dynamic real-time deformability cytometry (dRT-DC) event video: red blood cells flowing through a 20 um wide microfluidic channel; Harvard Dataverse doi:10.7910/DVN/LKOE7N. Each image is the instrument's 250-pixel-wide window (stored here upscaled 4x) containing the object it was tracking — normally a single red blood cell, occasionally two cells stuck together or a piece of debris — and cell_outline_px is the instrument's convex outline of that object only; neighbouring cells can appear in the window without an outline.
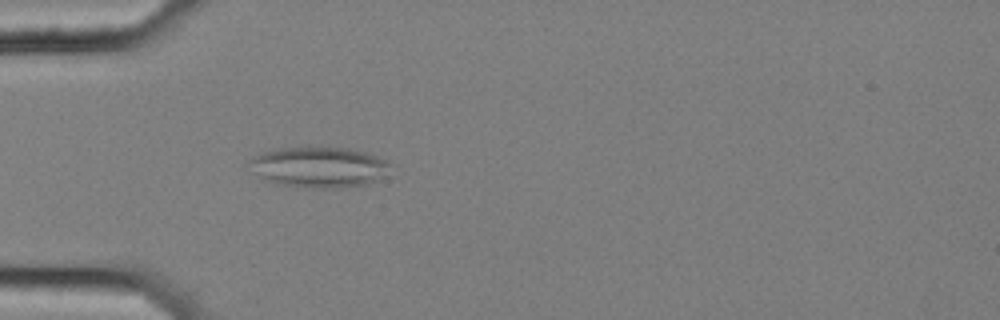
{"species": "common noctule bat (a hibernating species)", "species_latin": "Nyctalus noctula", "temperature_condition": "cold", "stored_images_in_passage": 43, "camera_frame_rate_fps": 3000, "um_per_image_px": 0.085, "animal": {"sex": "female", "body_mass_g": 25.1}, "frame": {"image": 1, "passage_image": 4, "time_ms": 1.0, "image_size_px": [1000, 320], "cell_outline_px": [[388, 164], [376, 180], [368, 184], [344, 188], [308, 188], [276, 184], [264, 180], [252, 172], [252, 156], [264, 152], [280, 148], [348, 148], [364, 152], [376, 156], [384, 160]], "centroid_in_image_um": [27.03, 14.23], "position_along_channel_um": 58.0, "area_um2": 32.71}}
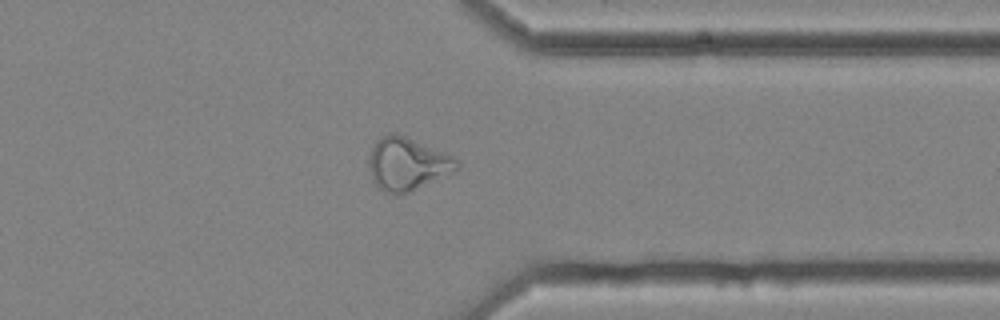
{"frame": {"image": 2, "passage_image": 31, "time_ms": 10.0, "image_size_px": [1000, 320], "cell_outline_px": [[460, 168], [456, 172], [408, 192], [396, 196], [380, 188], [376, 184], [372, 176], [368, 164], [368, 160], [372, 148], [376, 140], [380, 136], [392, 132], [396, 132], [444, 152], [460, 160]], "centroid_in_image_um": [34.65, 13.92], "position_along_channel_um": 376.7, "area_um2": 27.22}}
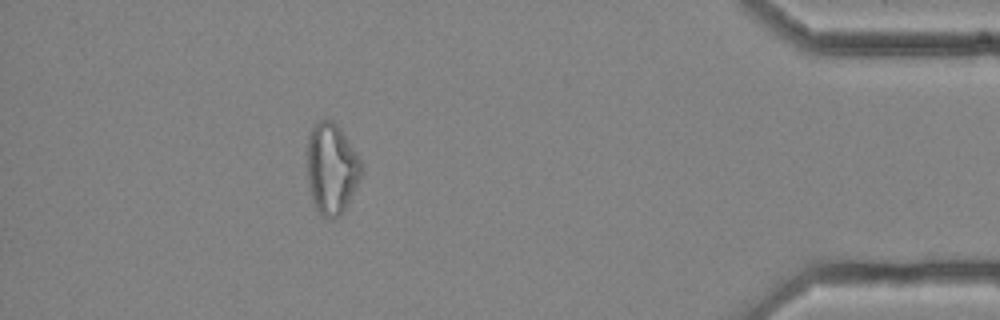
{"frame": {"image": 3, "passage_image": 37, "time_ms": 12.0, "image_size_px": [1000, 320], "cell_outline_px": [[364, 172], [344, 208], [332, 220], [328, 220], [316, 208], [312, 200], [308, 180], [308, 132], [320, 120], [332, 120], [340, 128], [360, 160]], "centroid_in_image_um": [28.18, 14.32], "position_along_channel_um": 407.0, "area_um2": 28.21}, "authors_computed_cell_mechanics": {"area_um2": 24.7384, "velocity_mm_per_s": 3.6427, "shape_relaxation_time_tau1_ms": null, "shape_relaxation_time_tau2_ms": 2.9037, "deformation_change_tau1": null, "deformation_change_tau2": 0.1054}}